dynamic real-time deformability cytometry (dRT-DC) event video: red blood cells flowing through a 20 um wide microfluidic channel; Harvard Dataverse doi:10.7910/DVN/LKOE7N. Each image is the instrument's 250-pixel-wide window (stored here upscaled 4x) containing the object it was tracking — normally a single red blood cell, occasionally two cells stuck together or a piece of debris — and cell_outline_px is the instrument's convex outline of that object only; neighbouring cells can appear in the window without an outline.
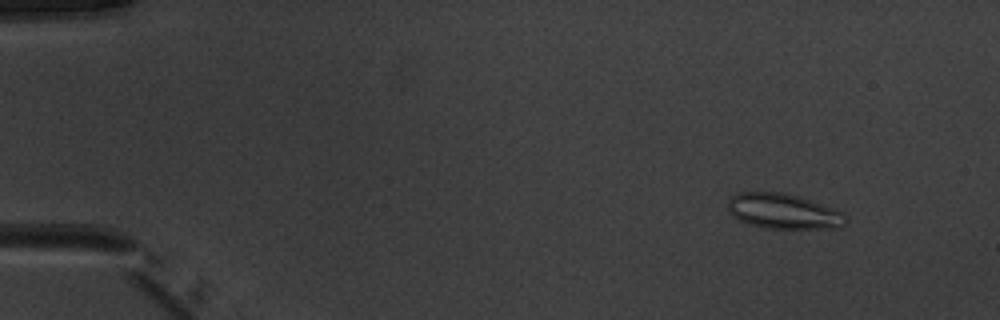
{"species": "common noctule bat (a hibernating species)", "species_latin": "Nyctalus noctula", "temperature_condition": "warm", "stored_images_in_passage": 52, "camera_frame_rate_fps": 3000, "um_per_image_px": 0.085, "animal": {"sex": "male", "body_mass_g": 20.1, "forearm_length_mm": 53.5}, "frame": {"image": 1, "passage_image": 6, "time_ms": 1.667, "image_size_px": [1000, 320], "cell_outline_px": [[848, 220], [840, 228], [764, 228], [740, 220], [732, 216], [728, 208], [728, 200], [736, 192], [784, 192], [800, 196], [840, 212], [848, 216]], "centroid_in_image_um": [66.58, 17.95], "position_along_channel_um": 18.4, "area_um2": 24.04}}
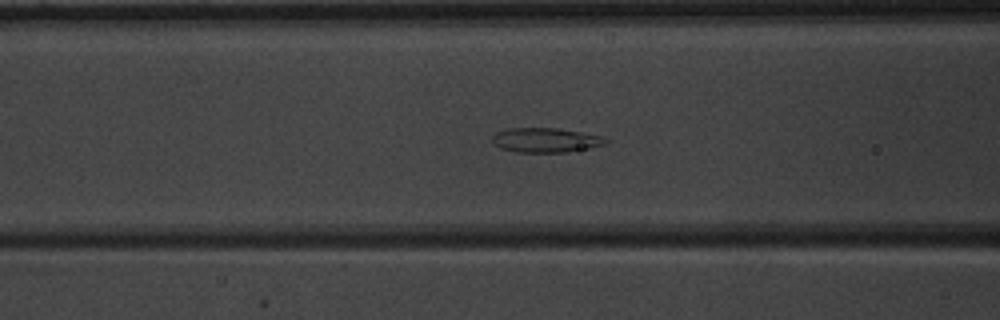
{"frame": {"image": 2, "passage_image": 22, "time_ms": 7.0, "image_size_px": [1000, 320], "cell_outline_px": [[608, 140], [604, 144], [588, 148], [564, 152], [516, 152], [500, 148], [492, 144], [492, 136], [496, 132], [504, 128], [556, 128], [604, 136]], "centroid_in_image_um": [46.31, 11.9], "position_along_channel_um": 120.3, "area_um2": 16.24}}
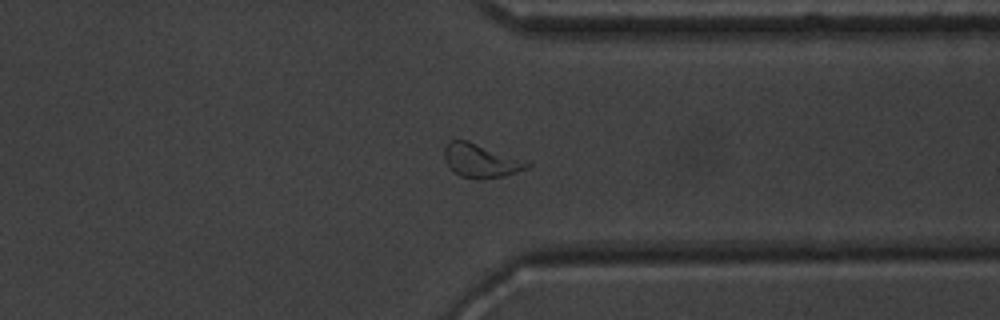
{"frame": {"image": 3, "passage_image": 41, "time_ms": 13.333, "image_size_px": [1000, 320], "cell_outline_px": [[532, 164], [516, 172], [504, 176], [480, 180], [476, 180], [460, 176], [448, 168], [444, 160], [444, 148], [448, 140], [468, 140], [532, 160]], "centroid_in_image_um": [40.9, 13.64], "position_along_channel_um": 370.5, "area_um2": 17.05}, "authors_computed_cell_mechanics": {"area_um2": 17.629, "velocity_mm_per_s": 3.962, "shape_relaxation_time_tau1_ms": 9.0341, "shape_relaxation_time_tau2_ms": 1.7349, "deformation_change_tau1": 0.2007, "deformation_change_tau2": 0.0703}}